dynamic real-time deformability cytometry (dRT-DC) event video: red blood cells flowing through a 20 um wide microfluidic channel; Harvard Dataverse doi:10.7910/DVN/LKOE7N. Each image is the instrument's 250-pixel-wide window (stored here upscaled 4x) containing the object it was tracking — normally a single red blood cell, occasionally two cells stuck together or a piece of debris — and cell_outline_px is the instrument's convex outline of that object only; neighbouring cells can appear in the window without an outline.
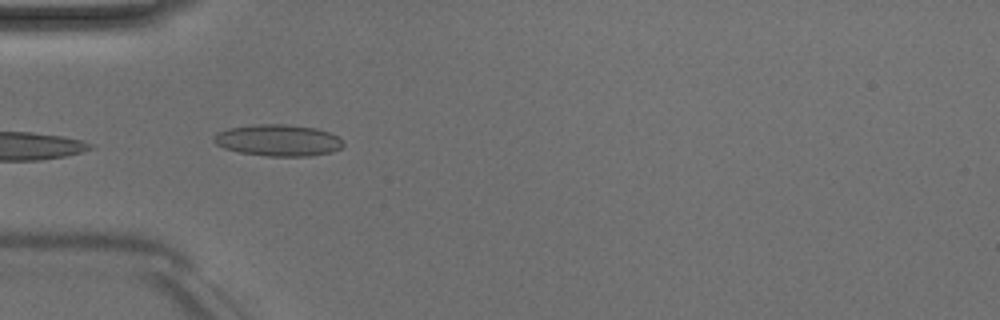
{"species": "Egyptian fruit bat (a non-hibernating species)", "species_latin": "Rousettus aegyptiacus", "temperature_condition": "room temperature", "stored_images_in_passage": 4, "camera_frame_rate_fps": 3000, "um_per_image_px": 0.085, "animal": {"sex": "male"}, "frame": {"image": 1, "passage_image": 3, "time_ms": 3.333, "image_size_px": [1000, 320], "cell_outline_px": [[344, 144], [340, 148], [332, 152], [308, 156], [268, 156], [240, 152], [224, 148], [216, 144], [212, 140], [212, 136], [216, 132], [228, 128], [252, 124], [284, 124], [316, 128], [340, 136], [344, 140]], "centroid_in_image_um": [23.63, 11.91], "position_along_channel_um": 61.4, "area_um2": 24.04}}